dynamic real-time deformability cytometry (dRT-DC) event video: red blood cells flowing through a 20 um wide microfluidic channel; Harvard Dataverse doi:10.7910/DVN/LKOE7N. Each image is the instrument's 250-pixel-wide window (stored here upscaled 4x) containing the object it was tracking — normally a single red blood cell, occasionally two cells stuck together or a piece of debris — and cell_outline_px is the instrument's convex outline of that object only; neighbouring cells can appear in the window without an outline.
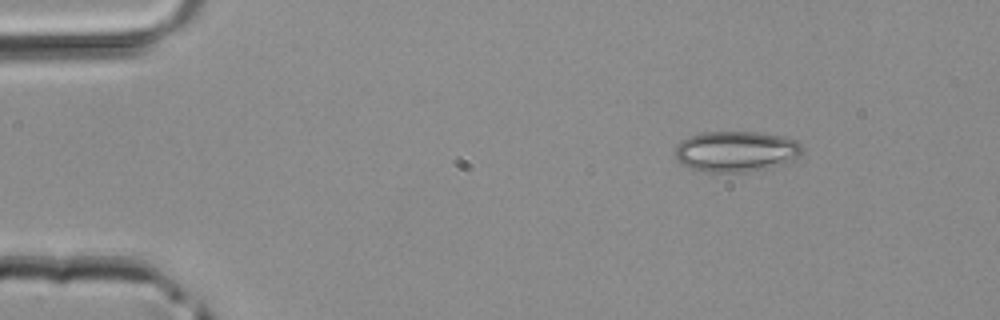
{"species": "common noctule bat (a hibernating species)", "species_latin": "Nyctalus noctula", "temperature_condition": "room temperature", "stored_images_in_passage": 5, "camera_frame_rate_fps": 3000, "um_per_image_px": 0.085, "animal": {"sex": "male", "body_mass_g": 20.4}, "frame": {"image": 1, "passage_image": 2, "time_ms": 0.333, "image_size_px": [1000, 320], "cell_outline_px": [[804, 152], [784, 164], [772, 168], [748, 172], [704, 172], [680, 164], [676, 160], [676, 144], [680, 140], [688, 136], [704, 132], [756, 132], [784, 136], [800, 140], [804, 148]], "centroid_in_image_um": [62.6, 12.87], "position_along_channel_um": 22.4, "area_um2": 30.81}}